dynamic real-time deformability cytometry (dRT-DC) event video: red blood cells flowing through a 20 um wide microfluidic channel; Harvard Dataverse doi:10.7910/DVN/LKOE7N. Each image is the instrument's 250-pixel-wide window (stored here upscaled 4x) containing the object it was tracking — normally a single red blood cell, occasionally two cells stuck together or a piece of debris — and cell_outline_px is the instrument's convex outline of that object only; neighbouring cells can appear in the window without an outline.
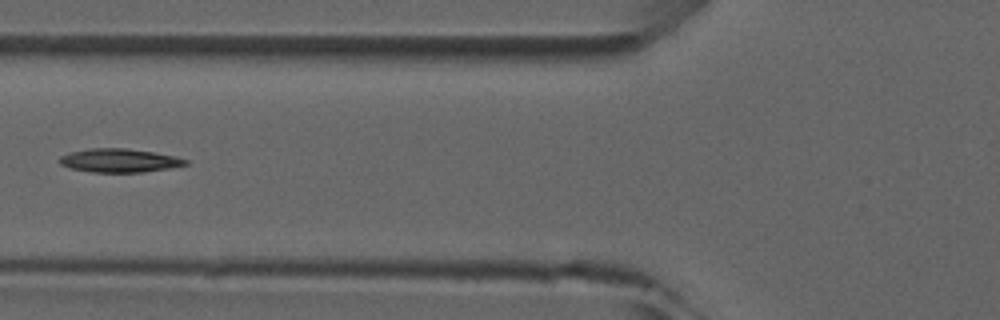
{"species": "common noctule bat (a hibernating species)", "species_latin": "Nyctalus noctula", "temperature_condition": "room temperature", "stored_images_in_passage": 6, "camera_frame_rate_fps": 3000, "um_per_image_px": 0.085, "animal": {"sex": "male", "forearm_length_mm": 52.5}, "frame": {"image": 1, "passage_image": 6, "time_ms": 5.667, "image_size_px": [1000, 320], "cell_outline_px": [[188, 164], [168, 168], [140, 172], [92, 172], [72, 168], [60, 164], [60, 156], [72, 152], [88, 148], [128, 148], [176, 156], [188, 160]], "centroid_in_image_um": [10.16, 13.63], "position_along_channel_um": 115.6, "area_um2": 17.11}}